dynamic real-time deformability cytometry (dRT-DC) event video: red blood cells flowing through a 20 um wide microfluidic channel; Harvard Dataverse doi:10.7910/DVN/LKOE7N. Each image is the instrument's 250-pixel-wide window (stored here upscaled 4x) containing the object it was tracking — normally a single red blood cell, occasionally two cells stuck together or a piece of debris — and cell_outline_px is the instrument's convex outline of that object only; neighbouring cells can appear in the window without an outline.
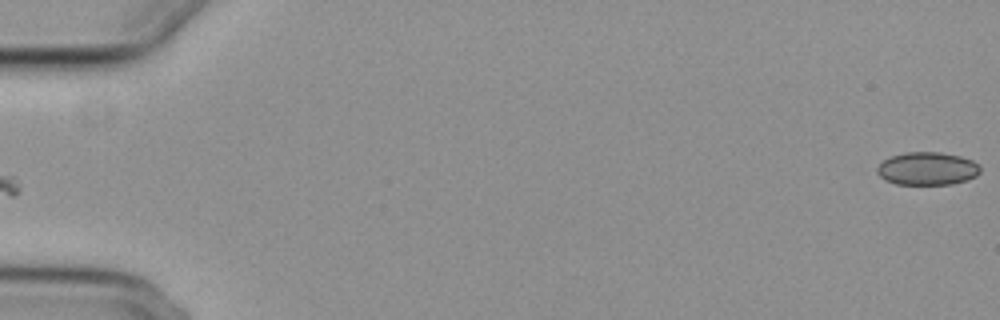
{"species": "common noctule bat (a hibernating species)", "species_latin": "Nyctalus noctula", "temperature_condition": "cold", "stored_images_in_passage": 10, "camera_frame_rate_fps": 3000, "um_per_image_px": 0.085, "animal": {"sex": "female", "body_mass_g": 29.2, "forearm_length_mm": 56.3}, "frame": {"image": 1, "passage_image": 1, "time_ms": 0.0, "image_size_px": [1000, 320], "cell_outline_px": [[980, 172], [976, 176], [968, 180], [952, 184], [896, 184], [884, 180], [876, 172], [876, 168], [884, 160], [892, 156], [904, 152], [940, 152], [960, 156], [972, 160], [980, 168]], "centroid_in_image_um": [78.81, 14.33], "position_along_channel_um": 6.2, "area_um2": 19.83}}